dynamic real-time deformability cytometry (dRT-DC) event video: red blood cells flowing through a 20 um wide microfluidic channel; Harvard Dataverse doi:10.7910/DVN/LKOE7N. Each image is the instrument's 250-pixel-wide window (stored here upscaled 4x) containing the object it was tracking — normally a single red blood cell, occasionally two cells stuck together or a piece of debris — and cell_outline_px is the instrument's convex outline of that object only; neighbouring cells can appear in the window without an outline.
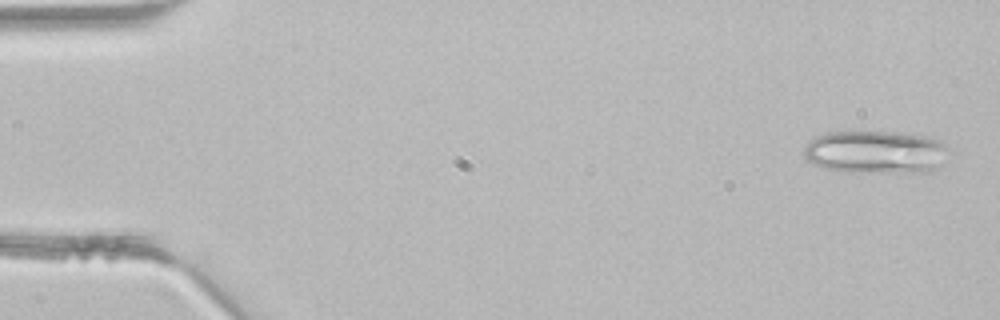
{"species": "common noctule bat (a hibernating species)", "species_latin": "Nyctalus noctula", "temperature_condition": "room temperature", "stored_images_in_passage": 3, "camera_frame_rate_fps": 3000, "um_per_image_px": 0.085, "animal": {"sex": "male", "body_mass_g": 21.5, "forearm_length_mm": 52.0}, "frame": {"image": 1, "passage_image": 1, "time_ms": 0.0, "image_size_px": [1000, 320], "cell_outline_px": [[948, 148], [940, 164], [932, 172], [848, 172], [828, 168], [812, 164], [804, 156], [804, 144], [808, 140], [816, 136], [828, 132], [888, 132], [920, 136], [940, 140], [948, 144]], "centroid_in_image_um": [74.39, 12.93], "position_along_channel_um": 10.6, "area_um2": 36.07}}